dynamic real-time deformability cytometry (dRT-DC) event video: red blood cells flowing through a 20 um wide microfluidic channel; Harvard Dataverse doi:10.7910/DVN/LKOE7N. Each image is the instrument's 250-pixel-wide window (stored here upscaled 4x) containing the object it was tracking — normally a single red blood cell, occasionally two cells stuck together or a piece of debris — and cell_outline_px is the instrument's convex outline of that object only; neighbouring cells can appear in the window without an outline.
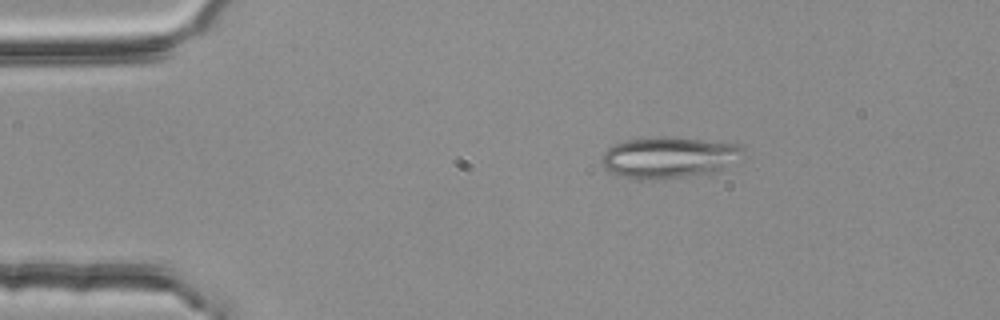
{"species": "common noctule bat (a hibernating species)", "species_latin": "Nyctalus noctula", "temperature_condition": "room temperature", "stored_images_in_passage": 4, "camera_frame_rate_fps": 3000, "um_per_image_px": 0.085, "animal": {"sex": "female", "body_mass_g": 25.1}, "frame": {"image": 1, "passage_image": 2, "time_ms": 0.333, "image_size_px": [1000, 320], "cell_outline_px": [[744, 160], [712, 172], [664, 180], [636, 180], [620, 176], [604, 168], [604, 152], [608, 148], [620, 140], [652, 136], [676, 136], [740, 144], [744, 148]], "centroid_in_image_um": [56.91, 13.37], "position_along_channel_um": 28.1, "area_um2": 35.03}}